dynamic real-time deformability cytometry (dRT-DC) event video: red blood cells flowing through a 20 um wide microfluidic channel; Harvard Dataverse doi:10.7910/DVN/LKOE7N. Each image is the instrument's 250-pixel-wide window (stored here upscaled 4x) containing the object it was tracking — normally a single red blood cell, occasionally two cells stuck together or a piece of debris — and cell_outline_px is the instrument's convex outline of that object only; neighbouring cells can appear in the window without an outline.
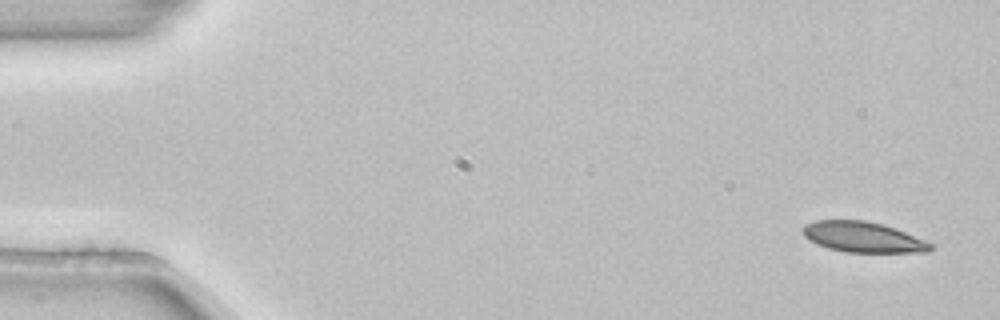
{"species": "common noctule bat (a hibernating species)", "species_latin": "Nyctalus noctula", "temperature_condition": "room temperature", "stored_images_in_passage": 3, "camera_frame_rate_fps": 3000, "um_per_image_px": 0.085, "animal": {"sex": "female", "body_mass_g": 22.7, "forearm_length_mm": 54.2}, "frame": {"image": 1, "passage_image": 1, "time_ms": 0.0, "image_size_px": [1000, 320], "cell_outline_px": [[932, 248], [928, 252], [844, 252], [828, 248], [816, 244], [804, 236], [800, 228], [804, 224], [816, 220], [864, 220], [896, 228], [924, 240], [932, 244]], "centroid_in_image_um": [73.3, 20.15], "position_along_channel_um": 11.7, "area_um2": 22.72}}
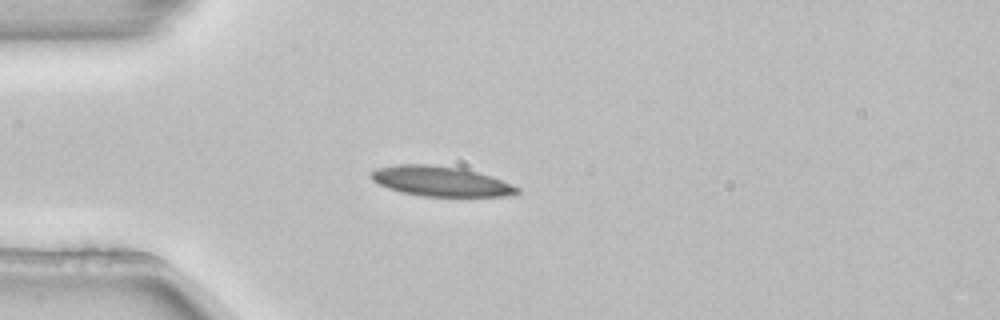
{"frame": {"image": 2, "passage_image": 3, "time_ms": 0.667, "image_size_px": [1000, 320], "cell_outline_px": [[520, 192], [504, 196], [424, 196], [400, 192], [388, 188], [372, 180], [368, 172], [376, 168], [396, 164], [428, 164], [460, 168], [492, 176], [520, 188]], "centroid_in_image_um": [37.41, 15.4], "position_along_channel_um": 47.6, "area_um2": 25.49}}